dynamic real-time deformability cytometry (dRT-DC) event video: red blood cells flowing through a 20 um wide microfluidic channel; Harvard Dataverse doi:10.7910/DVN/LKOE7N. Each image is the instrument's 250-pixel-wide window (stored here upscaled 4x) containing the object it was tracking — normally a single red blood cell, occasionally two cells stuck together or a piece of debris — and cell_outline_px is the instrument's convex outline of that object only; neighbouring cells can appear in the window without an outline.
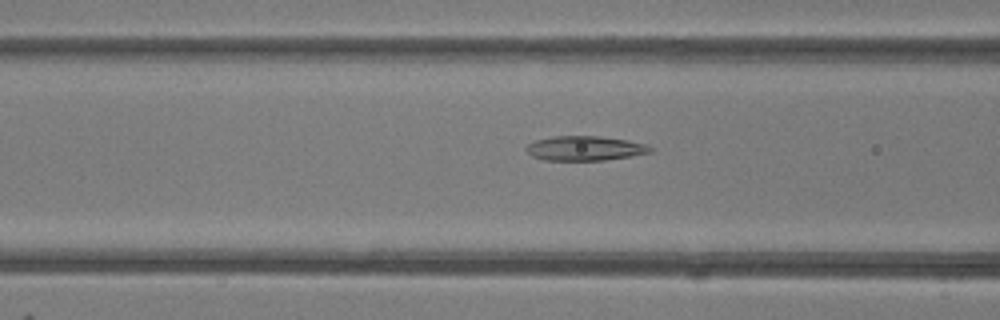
{"species": "common noctule bat (a hibernating species)", "species_latin": "Nyctalus noctula", "temperature_condition": "room temperature", "stored_images_in_passage": 46, "camera_frame_rate_fps": 3000, "um_per_image_px": 0.085, "animal": {"sex": "female"}, "frame": {"image": 1, "passage_image": 17, "time_ms": 5.333, "image_size_px": [1000, 320], "cell_outline_px": [[652, 152], [632, 156], [604, 160], [544, 160], [532, 156], [524, 148], [528, 144], [536, 140], [552, 136], [600, 136], [628, 140], [644, 144], [652, 148]], "centroid_in_image_um": [49.7, 12.6], "position_along_channel_um": 116.9, "area_um2": 17.74}}
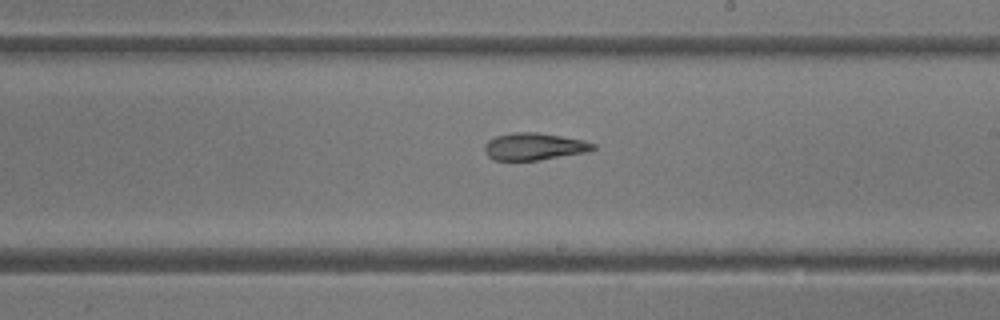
{"frame": {"image": 2, "passage_image": 26, "time_ms": 8.333, "image_size_px": [1000, 320], "cell_outline_px": [[596, 148], [588, 152], [540, 160], [492, 160], [484, 152], [484, 144], [488, 140], [496, 136], [512, 132], [536, 132], [584, 140], [596, 144]], "centroid_in_image_um": [45.39, 12.46], "position_along_channel_um": 243.6, "area_um2": 17.34}}
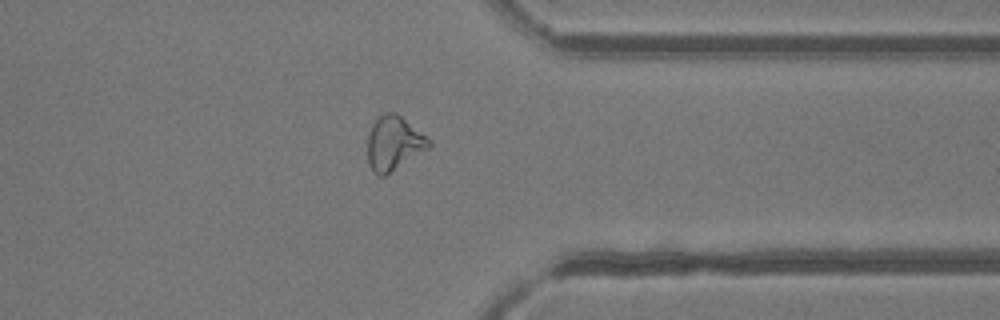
{"frame": {"image": 3, "passage_image": 36, "time_ms": 11.667, "image_size_px": [1000, 320], "cell_outline_px": [[432, 144], [428, 148], [384, 176], [376, 176], [372, 172], [368, 164], [368, 132], [372, 124], [384, 112], [392, 112], [400, 116], [432, 140]], "centroid_in_image_um": [33.45, 12.19], "position_along_channel_um": 377.9, "area_um2": 19.19}, "authors_computed_cell_mechanics": {"area_um2": 19.2185, "velocity_mm_per_s": 4.2166, "shape_relaxation_time_tau1_ms": null, "shape_relaxation_time_tau2_ms": 5.8208, "deformation_change_tau1": null, "deformation_change_tau2": 0.1628}}